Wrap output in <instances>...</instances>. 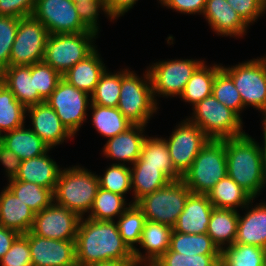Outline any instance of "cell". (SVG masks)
Wrapping results in <instances>:
<instances>
[{
	"mask_svg": "<svg viewBox=\"0 0 266 266\" xmlns=\"http://www.w3.org/2000/svg\"><path fill=\"white\" fill-rule=\"evenodd\" d=\"M76 265L102 261L134 260L133 252L123 242L116 221L82 217L75 241Z\"/></svg>",
	"mask_w": 266,
	"mask_h": 266,
	"instance_id": "cell-1",
	"label": "cell"
},
{
	"mask_svg": "<svg viewBox=\"0 0 266 266\" xmlns=\"http://www.w3.org/2000/svg\"><path fill=\"white\" fill-rule=\"evenodd\" d=\"M227 175L254 199L262 192L259 142L247 133L225 139Z\"/></svg>",
	"mask_w": 266,
	"mask_h": 266,
	"instance_id": "cell-2",
	"label": "cell"
},
{
	"mask_svg": "<svg viewBox=\"0 0 266 266\" xmlns=\"http://www.w3.org/2000/svg\"><path fill=\"white\" fill-rule=\"evenodd\" d=\"M98 188L99 180L96 173L81 165L64 167L60 171L53 192L54 202L82 218L89 214Z\"/></svg>",
	"mask_w": 266,
	"mask_h": 266,
	"instance_id": "cell-3",
	"label": "cell"
},
{
	"mask_svg": "<svg viewBox=\"0 0 266 266\" xmlns=\"http://www.w3.org/2000/svg\"><path fill=\"white\" fill-rule=\"evenodd\" d=\"M117 108L134 125L147 126L159 107L154 99L148 69L138 76L129 68L121 69V90Z\"/></svg>",
	"mask_w": 266,
	"mask_h": 266,
	"instance_id": "cell-4",
	"label": "cell"
},
{
	"mask_svg": "<svg viewBox=\"0 0 266 266\" xmlns=\"http://www.w3.org/2000/svg\"><path fill=\"white\" fill-rule=\"evenodd\" d=\"M227 175L225 139H210L200 150L182 180L194 194L208 195Z\"/></svg>",
	"mask_w": 266,
	"mask_h": 266,
	"instance_id": "cell-5",
	"label": "cell"
},
{
	"mask_svg": "<svg viewBox=\"0 0 266 266\" xmlns=\"http://www.w3.org/2000/svg\"><path fill=\"white\" fill-rule=\"evenodd\" d=\"M187 119L198 125L204 134L213 140H223L246 133L242 118L210 95L192 107Z\"/></svg>",
	"mask_w": 266,
	"mask_h": 266,
	"instance_id": "cell-6",
	"label": "cell"
},
{
	"mask_svg": "<svg viewBox=\"0 0 266 266\" xmlns=\"http://www.w3.org/2000/svg\"><path fill=\"white\" fill-rule=\"evenodd\" d=\"M97 38L96 32L49 34L43 61L63 75L97 48Z\"/></svg>",
	"mask_w": 266,
	"mask_h": 266,
	"instance_id": "cell-7",
	"label": "cell"
},
{
	"mask_svg": "<svg viewBox=\"0 0 266 266\" xmlns=\"http://www.w3.org/2000/svg\"><path fill=\"white\" fill-rule=\"evenodd\" d=\"M192 192L184 181H170L166 186L147 194L136 202L146 221L174 227Z\"/></svg>",
	"mask_w": 266,
	"mask_h": 266,
	"instance_id": "cell-8",
	"label": "cell"
},
{
	"mask_svg": "<svg viewBox=\"0 0 266 266\" xmlns=\"http://www.w3.org/2000/svg\"><path fill=\"white\" fill-rule=\"evenodd\" d=\"M221 68L232 78L240 93L244 108L266 111V60L253 58L234 66Z\"/></svg>",
	"mask_w": 266,
	"mask_h": 266,
	"instance_id": "cell-9",
	"label": "cell"
},
{
	"mask_svg": "<svg viewBox=\"0 0 266 266\" xmlns=\"http://www.w3.org/2000/svg\"><path fill=\"white\" fill-rule=\"evenodd\" d=\"M204 62L201 59H169L149 64L147 67L151 82L153 96L156 97H179L183 93L188 80L195 70Z\"/></svg>",
	"mask_w": 266,
	"mask_h": 266,
	"instance_id": "cell-10",
	"label": "cell"
},
{
	"mask_svg": "<svg viewBox=\"0 0 266 266\" xmlns=\"http://www.w3.org/2000/svg\"><path fill=\"white\" fill-rule=\"evenodd\" d=\"M45 102L54 109L62 124L73 136L77 134L82 124L87 122L88 106L91 104L90 95L63 78Z\"/></svg>",
	"mask_w": 266,
	"mask_h": 266,
	"instance_id": "cell-11",
	"label": "cell"
},
{
	"mask_svg": "<svg viewBox=\"0 0 266 266\" xmlns=\"http://www.w3.org/2000/svg\"><path fill=\"white\" fill-rule=\"evenodd\" d=\"M49 32L32 16L19 18L9 66H30L43 61Z\"/></svg>",
	"mask_w": 266,
	"mask_h": 266,
	"instance_id": "cell-12",
	"label": "cell"
},
{
	"mask_svg": "<svg viewBox=\"0 0 266 266\" xmlns=\"http://www.w3.org/2000/svg\"><path fill=\"white\" fill-rule=\"evenodd\" d=\"M169 138H164L176 171L183 175L190 169L191 164L210 140L198 125L187 118L176 125Z\"/></svg>",
	"mask_w": 266,
	"mask_h": 266,
	"instance_id": "cell-13",
	"label": "cell"
},
{
	"mask_svg": "<svg viewBox=\"0 0 266 266\" xmlns=\"http://www.w3.org/2000/svg\"><path fill=\"white\" fill-rule=\"evenodd\" d=\"M31 16L40 21L49 34L94 32L82 23L72 0H36Z\"/></svg>",
	"mask_w": 266,
	"mask_h": 266,
	"instance_id": "cell-14",
	"label": "cell"
},
{
	"mask_svg": "<svg viewBox=\"0 0 266 266\" xmlns=\"http://www.w3.org/2000/svg\"><path fill=\"white\" fill-rule=\"evenodd\" d=\"M81 217L53 202L35 214L31 231L40 237L55 240H76Z\"/></svg>",
	"mask_w": 266,
	"mask_h": 266,
	"instance_id": "cell-15",
	"label": "cell"
},
{
	"mask_svg": "<svg viewBox=\"0 0 266 266\" xmlns=\"http://www.w3.org/2000/svg\"><path fill=\"white\" fill-rule=\"evenodd\" d=\"M23 235L28 239L32 266H77L76 240L48 239L31 230Z\"/></svg>",
	"mask_w": 266,
	"mask_h": 266,
	"instance_id": "cell-16",
	"label": "cell"
},
{
	"mask_svg": "<svg viewBox=\"0 0 266 266\" xmlns=\"http://www.w3.org/2000/svg\"><path fill=\"white\" fill-rule=\"evenodd\" d=\"M27 116L30 117V125L32 126L29 128L36 133L50 149L74 137L62 124L54 109L46 102L26 107V117Z\"/></svg>",
	"mask_w": 266,
	"mask_h": 266,
	"instance_id": "cell-17",
	"label": "cell"
},
{
	"mask_svg": "<svg viewBox=\"0 0 266 266\" xmlns=\"http://www.w3.org/2000/svg\"><path fill=\"white\" fill-rule=\"evenodd\" d=\"M211 30L220 36L241 38L247 35L249 25L228 4L227 0H206L202 14Z\"/></svg>",
	"mask_w": 266,
	"mask_h": 266,
	"instance_id": "cell-18",
	"label": "cell"
},
{
	"mask_svg": "<svg viewBox=\"0 0 266 266\" xmlns=\"http://www.w3.org/2000/svg\"><path fill=\"white\" fill-rule=\"evenodd\" d=\"M173 228L158 222L146 221L142 230L140 248L133 251V258L137 266H151L170 246ZM144 253V254H143Z\"/></svg>",
	"mask_w": 266,
	"mask_h": 266,
	"instance_id": "cell-19",
	"label": "cell"
},
{
	"mask_svg": "<svg viewBox=\"0 0 266 266\" xmlns=\"http://www.w3.org/2000/svg\"><path fill=\"white\" fill-rule=\"evenodd\" d=\"M146 127L133 125L125 132L107 139L102 148L103 155L108 159L118 161L112 164L127 165L125 163L128 162V164L131 163L129 165H133L140 157L143 143L148 136L144 132Z\"/></svg>",
	"mask_w": 266,
	"mask_h": 266,
	"instance_id": "cell-20",
	"label": "cell"
},
{
	"mask_svg": "<svg viewBox=\"0 0 266 266\" xmlns=\"http://www.w3.org/2000/svg\"><path fill=\"white\" fill-rule=\"evenodd\" d=\"M213 208L207 195L191 193L173 230L184 234L207 233Z\"/></svg>",
	"mask_w": 266,
	"mask_h": 266,
	"instance_id": "cell-21",
	"label": "cell"
},
{
	"mask_svg": "<svg viewBox=\"0 0 266 266\" xmlns=\"http://www.w3.org/2000/svg\"><path fill=\"white\" fill-rule=\"evenodd\" d=\"M252 203L253 200L242 209L247 210L243 216L239 214L235 243L266 249V202L256 203L254 207Z\"/></svg>",
	"mask_w": 266,
	"mask_h": 266,
	"instance_id": "cell-22",
	"label": "cell"
},
{
	"mask_svg": "<svg viewBox=\"0 0 266 266\" xmlns=\"http://www.w3.org/2000/svg\"><path fill=\"white\" fill-rule=\"evenodd\" d=\"M1 83L11 90L14 97L25 107L45 102L35 89L34 64L8 66L1 71Z\"/></svg>",
	"mask_w": 266,
	"mask_h": 266,
	"instance_id": "cell-23",
	"label": "cell"
},
{
	"mask_svg": "<svg viewBox=\"0 0 266 266\" xmlns=\"http://www.w3.org/2000/svg\"><path fill=\"white\" fill-rule=\"evenodd\" d=\"M34 218L30 207L5 186L0 192V225L25 234L32 229Z\"/></svg>",
	"mask_w": 266,
	"mask_h": 266,
	"instance_id": "cell-24",
	"label": "cell"
},
{
	"mask_svg": "<svg viewBox=\"0 0 266 266\" xmlns=\"http://www.w3.org/2000/svg\"><path fill=\"white\" fill-rule=\"evenodd\" d=\"M50 150L43 155L23 160L17 175L10 180L35 183L54 192L62 168L48 155Z\"/></svg>",
	"mask_w": 266,
	"mask_h": 266,
	"instance_id": "cell-25",
	"label": "cell"
},
{
	"mask_svg": "<svg viewBox=\"0 0 266 266\" xmlns=\"http://www.w3.org/2000/svg\"><path fill=\"white\" fill-rule=\"evenodd\" d=\"M97 48L84 60L75 64L62 78L79 90L91 95L106 67Z\"/></svg>",
	"mask_w": 266,
	"mask_h": 266,
	"instance_id": "cell-26",
	"label": "cell"
},
{
	"mask_svg": "<svg viewBox=\"0 0 266 266\" xmlns=\"http://www.w3.org/2000/svg\"><path fill=\"white\" fill-rule=\"evenodd\" d=\"M133 165L159 167V170L170 180H181L182 176L176 171L163 137H149L145 139L141 155Z\"/></svg>",
	"mask_w": 266,
	"mask_h": 266,
	"instance_id": "cell-27",
	"label": "cell"
},
{
	"mask_svg": "<svg viewBox=\"0 0 266 266\" xmlns=\"http://www.w3.org/2000/svg\"><path fill=\"white\" fill-rule=\"evenodd\" d=\"M239 211L234 209L213 208L207 227V235L222 251L231 246L237 237Z\"/></svg>",
	"mask_w": 266,
	"mask_h": 266,
	"instance_id": "cell-28",
	"label": "cell"
},
{
	"mask_svg": "<svg viewBox=\"0 0 266 266\" xmlns=\"http://www.w3.org/2000/svg\"><path fill=\"white\" fill-rule=\"evenodd\" d=\"M3 145L13 151L21 161L43 155L50 148L25 124L3 134Z\"/></svg>",
	"mask_w": 266,
	"mask_h": 266,
	"instance_id": "cell-29",
	"label": "cell"
},
{
	"mask_svg": "<svg viewBox=\"0 0 266 266\" xmlns=\"http://www.w3.org/2000/svg\"><path fill=\"white\" fill-rule=\"evenodd\" d=\"M207 196L214 208L234 210L244 208L255 200L228 175L218 181Z\"/></svg>",
	"mask_w": 266,
	"mask_h": 266,
	"instance_id": "cell-30",
	"label": "cell"
},
{
	"mask_svg": "<svg viewBox=\"0 0 266 266\" xmlns=\"http://www.w3.org/2000/svg\"><path fill=\"white\" fill-rule=\"evenodd\" d=\"M221 64L206 65L204 61L188 80L185 89L179 98L190 103L192 107L204 98L212 95L213 83Z\"/></svg>",
	"mask_w": 266,
	"mask_h": 266,
	"instance_id": "cell-31",
	"label": "cell"
},
{
	"mask_svg": "<svg viewBox=\"0 0 266 266\" xmlns=\"http://www.w3.org/2000/svg\"><path fill=\"white\" fill-rule=\"evenodd\" d=\"M92 125L103 137L110 139L125 132L134 124L131 123L117 107H103L90 104Z\"/></svg>",
	"mask_w": 266,
	"mask_h": 266,
	"instance_id": "cell-32",
	"label": "cell"
},
{
	"mask_svg": "<svg viewBox=\"0 0 266 266\" xmlns=\"http://www.w3.org/2000/svg\"><path fill=\"white\" fill-rule=\"evenodd\" d=\"M131 188L133 189V200L130 203H136L147 194L153 193L166 186L170 180L159 170V167L132 165Z\"/></svg>",
	"mask_w": 266,
	"mask_h": 266,
	"instance_id": "cell-33",
	"label": "cell"
},
{
	"mask_svg": "<svg viewBox=\"0 0 266 266\" xmlns=\"http://www.w3.org/2000/svg\"><path fill=\"white\" fill-rule=\"evenodd\" d=\"M117 193L98 188L89 214L92 220L115 221L132 203Z\"/></svg>",
	"mask_w": 266,
	"mask_h": 266,
	"instance_id": "cell-34",
	"label": "cell"
},
{
	"mask_svg": "<svg viewBox=\"0 0 266 266\" xmlns=\"http://www.w3.org/2000/svg\"><path fill=\"white\" fill-rule=\"evenodd\" d=\"M7 187L36 214L54 202L51 189L35 183L8 180Z\"/></svg>",
	"mask_w": 266,
	"mask_h": 266,
	"instance_id": "cell-35",
	"label": "cell"
},
{
	"mask_svg": "<svg viewBox=\"0 0 266 266\" xmlns=\"http://www.w3.org/2000/svg\"><path fill=\"white\" fill-rule=\"evenodd\" d=\"M169 249L188 255L221 254L207 233L184 234L172 230Z\"/></svg>",
	"mask_w": 266,
	"mask_h": 266,
	"instance_id": "cell-36",
	"label": "cell"
},
{
	"mask_svg": "<svg viewBox=\"0 0 266 266\" xmlns=\"http://www.w3.org/2000/svg\"><path fill=\"white\" fill-rule=\"evenodd\" d=\"M266 249L233 243L221 251L220 266H264Z\"/></svg>",
	"mask_w": 266,
	"mask_h": 266,
	"instance_id": "cell-37",
	"label": "cell"
},
{
	"mask_svg": "<svg viewBox=\"0 0 266 266\" xmlns=\"http://www.w3.org/2000/svg\"><path fill=\"white\" fill-rule=\"evenodd\" d=\"M26 107L0 82V131L4 134L26 123Z\"/></svg>",
	"mask_w": 266,
	"mask_h": 266,
	"instance_id": "cell-38",
	"label": "cell"
},
{
	"mask_svg": "<svg viewBox=\"0 0 266 266\" xmlns=\"http://www.w3.org/2000/svg\"><path fill=\"white\" fill-rule=\"evenodd\" d=\"M145 222L146 218L136 203L131 204L117 219L118 231L132 252L140 243Z\"/></svg>",
	"mask_w": 266,
	"mask_h": 266,
	"instance_id": "cell-39",
	"label": "cell"
},
{
	"mask_svg": "<svg viewBox=\"0 0 266 266\" xmlns=\"http://www.w3.org/2000/svg\"><path fill=\"white\" fill-rule=\"evenodd\" d=\"M107 70L100 76L94 92L90 95L91 104L117 107L121 90V70L116 73Z\"/></svg>",
	"mask_w": 266,
	"mask_h": 266,
	"instance_id": "cell-40",
	"label": "cell"
},
{
	"mask_svg": "<svg viewBox=\"0 0 266 266\" xmlns=\"http://www.w3.org/2000/svg\"><path fill=\"white\" fill-rule=\"evenodd\" d=\"M212 95L239 116L245 109L232 78L222 68L216 73Z\"/></svg>",
	"mask_w": 266,
	"mask_h": 266,
	"instance_id": "cell-41",
	"label": "cell"
},
{
	"mask_svg": "<svg viewBox=\"0 0 266 266\" xmlns=\"http://www.w3.org/2000/svg\"><path fill=\"white\" fill-rule=\"evenodd\" d=\"M103 175H98L99 187L117 193L121 196L132 191L130 167L122 164H112L104 170Z\"/></svg>",
	"mask_w": 266,
	"mask_h": 266,
	"instance_id": "cell-42",
	"label": "cell"
},
{
	"mask_svg": "<svg viewBox=\"0 0 266 266\" xmlns=\"http://www.w3.org/2000/svg\"><path fill=\"white\" fill-rule=\"evenodd\" d=\"M220 255H188L168 249L151 266H220Z\"/></svg>",
	"mask_w": 266,
	"mask_h": 266,
	"instance_id": "cell-43",
	"label": "cell"
},
{
	"mask_svg": "<svg viewBox=\"0 0 266 266\" xmlns=\"http://www.w3.org/2000/svg\"><path fill=\"white\" fill-rule=\"evenodd\" d=\"M62 75L44 61L34 63V84L38 95L46 101L56 89Z\"/></svg>",
	"mask_w": 266,
	"mask_h": 266,
	"instance_id": "cell-44",
	"label": "cell"
},
{
	"mask_svg": "<svg viewBox=\"0 0 266 266\" xmlns=\"http://www.w3.org/2000/svg\"><path fill=\"white\" fill-rule=\"evenodd\" d=\"M19 18L0 15V70L9 66L12 45L15 40Z\"/></svg>",
	"mask_w": 266,
	"mask_h": 266,
	"instance_id": "cell-45",
	"label": "cell"
},
{
	"mask_svg": "<svg viewBox=\"0 0 266 266\" xmlns=\"http://www.w3.org/2000/svg\"><path fill=\"white\" fill-rule=\"evenodd\" d=\"M78 17L82 23L91 31L99 34V12H104L107 19L114 21L105 6L104 0H87V3L75 2ZM109 17V18H108Z\"/></svg>",
	"mask_w": 266,
	"mask_h": 266,
	"instance_id": "cell-46",
	"label": "cell"
},
{
	"mask_svg": "<svg viewBox=\"0 0 266 266\" xmlns=\"http://www.w3.org/2000/svg\"><path fill=\"white\" fill-rule=\"evenodd\" d=\"M0 266H32L28 239L21 234L0 259Z\"/></svg>",
	"mask_w": 266,
	"mask_h": 266,
	"instance_id": "cell-47",
	"label": "cell"
},
{
	"mask_svg": "<svg viewBox=\"0 0 266 266\" xmlns=\"http://www.w3.org/2000/svg\"><path fill=\"white\" fill-rule=\"evenodd\" d=\"M227 2L249 26L266 13L262 0H227Z\"/></svg>",
	"mask_w": 266,
	"mask_h": 266,
	"instance_id": "cell-48",
	"label": "cell"
},
{
	"mask_svg": "<svg viewBox=\"0 0 266 266\" xmlns=\"http://www.w3.org/2000/svg\"><path fill=\"white\" fill-rule=\"evenodd\" d=\"M36 0H0V15L14 18L30 17Z\"/></svg>",
	"mask_w": 266,
	"mask_h": 266,
	"instance_id": "cell-49",
	"label": "cell"
},
{
	"mask_svg": "<svg viewBox=\"0 0 266 266\" xmlns=\"http://www.w3.org/2000/svg\"><path fill=\"white\" fill-rule=\"evenodd\" d=\"M206 0H169L163 7L182 14H203Z\"/></svg>",
	"mask_w": 266,
	"mask_h": 266,
	"instance_id": "cell-50",
	"label": "cell"
},
{
	"mask_svg": "<svg viewBox=\"0 0 266 266\" xmlns=\"http://www.w3.org/2000/svg\"><path fill=\"white\" fill-rule=\"evenodd\" d=\"M0 162L5 167L6 178L10 180L17 175L22 161L13 151L2 145L0 147Z\"/></svg>",
	"mask_w": 266,
	"mask_h": 266,
	"instance_id": "cell-51",
	"label": "cell"
},
{
	"mask_svg": "<svg viewBox=\"0 0 266 266\" xmlns=\"http://www.w3.org/2000/svg\"><path fill=\"white\" fill-rule=\"evenodd\" d=\"M138 0H104L106 9L113 20L124 16Z\"/></svg>",
	"mask_w": 266,
	"mask_h": 266,
	"instance_id": "cell-52",
	"label": "cell"
},
{
	"mask_svg": "<svg viewBox=\"0 0 266 266\" xmlns=\"http://www.w3.org/2000/svg\"><path fill=\"white\" fill-rule=\"evenodd\" d=\"M20 235L17 231L0 225V259L9 251Z\"/></svg>",
	"mask_w": 266,
	"mask_h": 266,
	"instance_id": "cell-53",
	"label": "cell"
},
{
	"mask_svg": "<svg viewBox=\"0 0 266 266\" xmlns=\"http://www.w3.org/2000/svg\"><path fill=\"white\" fill-rule=\"evenodd\" d=\"M263 134V144H259L262 161V189L266 186V133ZM261 145V146H260Z\"/></svg>",
	"mask_w": 266,
	"mask_h": 266,
	"instance_id": "cell-54",
	"label": "cell"
},
{
	"mask_svg": "<svg viewBox=\"0 0 266 266\" xmlns=\"http://www.w3.org/2000/svg\"><path fill=\"white\" fill-rule=\"evenodd\" d=\"M84 266H137L134 260L124 261H102L97 263H91Z\"/></svg>",
	"mask_w": 266,
	"mask_h": 266,
	"instance_id": "cell-55",
	"label": "cell"
},
{
	"mask_svg": "<svg viewBox=\"0 0 266 266\" xmlns=\"http://www.w3.org/2000/svg\"><path fill=\"white\" fill-rule=\"evenodd\" d=\"M263 120L262 122V126H263V132L266 133V111L262 114V117H261Z\"/></svg>",
	"mask_w": 266,
	"mask_h": 266,
	"instance_id": "cell-56",
	"label": "cell"
},
{
	"mask_svg": "<svg viewBox=\"0 0 266 266\" xmlns=\"http://www.w3.org/2000/svg\"><path fill=\"white\" fill-rule=\"evenodd\" d=\"M3 145V133L0 131V147Z\"/></svg>",
	"mask_w": 266,
	"mask_h": 266,
	"instance_id": "cell-57",
	"label": "cell"
},
{
	"mask_svg": "<svg viewBox=\"0 0 266 266\" xmlns=\"http://www.w3.org/2000/svg\"><path fill=\"white\" fill-rule=\"evenodd\" d=\"M169 0H159L158 2L161 3L160 5H165Z\"/></svg>",
	"mask_w": 266,
	"mask_h": 266,
	"instance_id": "cell-58",
	"label": "cell"
},
{
	"mask_svg": "<svg viewBox=\"0 0 266 266\" xmlns=\"http://www.w3.org/2000/svg\"><path fill=\"white\" fill-rule=\"evenodd\" d=\"M74 3L75 2H80L81 1V3H87V0H72Z\"/></svg>",
	"mask_w": 266,
	"mask_h": 266,
	"instance_id": "cell-59",
	"label": "cell"
},
{
	"mask_svg": "<svg viewBox=\"0 0 266 266\" xmlns=\"http://www.w3.org/2000/svg\"><path fill=\"white\" fill-rule=\"evenodd\" d=\"M262 3L266 7V0H262Z\"/></svg>",
	"mask_w": 266,
	"mask_h": 266,
	"instance_id": "cell-60",
	"label": "cell"
}]
</instances>
